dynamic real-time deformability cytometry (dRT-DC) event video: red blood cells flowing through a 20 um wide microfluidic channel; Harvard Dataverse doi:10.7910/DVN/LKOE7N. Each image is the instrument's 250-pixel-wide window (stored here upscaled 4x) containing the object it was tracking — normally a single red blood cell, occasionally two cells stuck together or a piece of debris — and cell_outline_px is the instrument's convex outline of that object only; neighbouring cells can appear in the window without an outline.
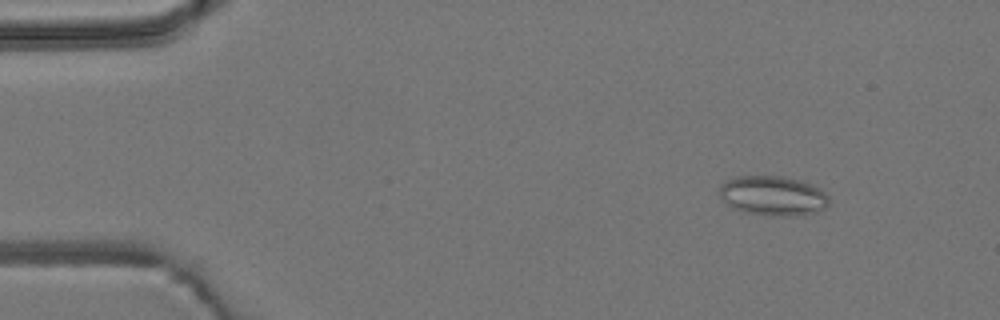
{"species": "common noctule bat (a hibernating species)", "species_latin": "Nyctalus noctula", "temperature_condition": "room temperature", "stored_images_in_passage": 13, "segment_of_instrument_passage": [1, 2], "camera_frame_rate_fps": 3000, "um_per_image_px": 0.085, "animal": {"sex": "male", "body_mass_g": 19.2, "forearm_length_mm": 51.8}, "frame": {"image": 1, "passage_image": 2, "time_ms": 1.0, "image_size_px": [1000, 320], "cell_outline_px": [[828, 204], [824, 208], [816, 212], [804, 216], [768, 216], [744, 212], [732, 208], [720, 196], [720, 184], [736, 176], [784, 176], [804, 180], [824, 192], [828, 196]], "centroid_in_image_um": [65.71, 16.65], "position_along_channel_um": 19.3, "area_um2": 25.61}}